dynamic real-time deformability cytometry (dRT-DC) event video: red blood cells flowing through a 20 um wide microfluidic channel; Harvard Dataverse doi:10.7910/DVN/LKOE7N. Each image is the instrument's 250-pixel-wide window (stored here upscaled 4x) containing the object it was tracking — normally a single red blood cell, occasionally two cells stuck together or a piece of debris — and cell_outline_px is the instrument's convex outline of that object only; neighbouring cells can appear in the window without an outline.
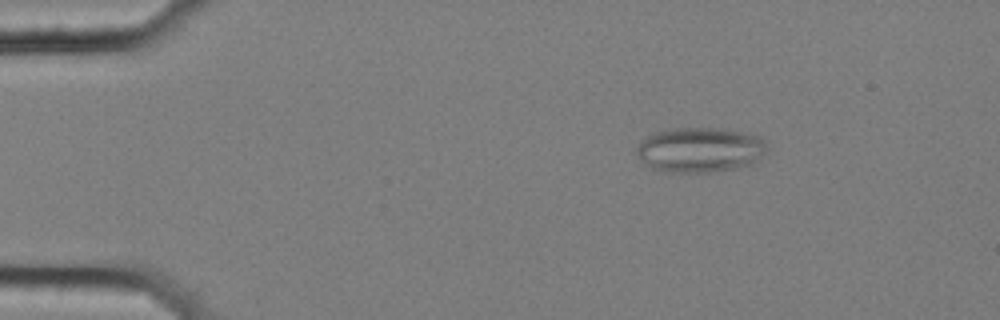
{"species": "common noctule bat (a hibernating species)", "species_latin": "Nyctalus noctula", "temperature_condition": "cold", "stored_images_in_passage": 8, "camera_frame_rate_fps": 3000, "um_per_image_px": 0.085, "animal": {"sex": "female", "body_mass_g": 25.1}, "frame": {"image": 1, "passage_image": 1, "time_ms": 0.0, "image_size_px": [1000, 320], "cell_outline_px": [[768, 152], [752, 164], [732, 168], [708, 172], [668, 172], [648, 168], [636, 152], [636, 148], [640, 140], [656, 132], [676, 128], [720, 128], [760, 136], [768, 140]], "centroid_in_image_um": [59.53, 12.73], "position_along_channel_um": 25.5, "area_um2": 34.39}}